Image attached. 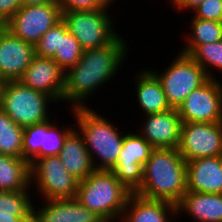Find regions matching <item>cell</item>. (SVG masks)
Instances as JSON below:
<instances>
[{
  "label": "cell",
  "mask_w": 222,
  "mask_h": 222,
  "mask_svg": "<svg viewBox=\"0 0 222 222\" xmlns=\"http://www.w3.org/2000/svg\"><path fill=\"white\" fill-rule=\"evenodd\" d=\"M119 35L111 44L83 50L77 64L65 72V88L62 103L70 109L88 107L96 91L111 84L128 57L129 44ZM111 81L110 83H108ZM89 99V101H88Z\"/></svg>",
  "instance_id": "cell-1"
},
{
  "label": "cell",
  "mask_w": 222,
  "mask_h": 222,
  "mask_svg": "<svg viewBox=\"0 0 222 222\" xmlns=\"http://www.w3.org/2000/svg\"><path fill=\"white\" fill-rule=\"evenodd\" d=\"M186 192V161L178 149H154L144 164L142 184L135 194L177 205Z\"/></svg>",
  "instance_id": "cell-2"
},
{
  "label": "cell",
  "mask_w": 222,
  "mask_h": 222,
  "mask_svg": "<svg viewBox=\"0 0 222 222\" xmlns=\"http://www.w3.org/2000/svg\"><path fill=\"white\" fill-rule=\"evenodd\" d=\"M75 127L82 134L95 170L110 171L117 163L123 145L121 127L88 107L70 109Z\"/></svg>",
  "instance_id": "cell-3"
},
{
  "label": "cell",
  "mask_w": 222,
  "mask_h": 222,
  "mask_svg": "<svg viewBox=\"0 0 222 222\" xmlns=\"http://www.w3.org/2000/svg\"><path fill=\"white\" fill-rule=\"evenodd\" d=\"M131 194L111 171L95 170L79 181L75 198L106 222H120Z\"/></svg>",
  "instance_id": "cell-4"
},
{
  "label": "cell",
  "mask_w": 222,
  "mask_h": 222,
  "mask_svg": "<svg viewBox=\"0 0 222 222\" xmlns=\"http://www.w3.org/2000/svg\"><path fill=\"white\" fill-rule=\"evenodd\" d=\"M51 104L58 105L50 96L24 86L19 80L3 82L0 90V108L21 127L54 118Z\"/></svg>",
  "instance_id": "cell-5"
},
{
  "label": "cell",
  "mask_w": 222,
  "mask_h": 222,
  "mask_svg": "<svg viewBox=\"0 0 222 222\" xmlns=\"http://www.w3.org/2000/svg\"><path fill=\"white\" fill-rule=\"evenodd\" d=\"M163 71L148 68L160 81L171 108L178 109L185 98L208 79L205 70L189 55L177 52Z\"/></svg>",
  "instance_id": "cell-6"
},
{
  "label": "cell",
  "mask_w": 222,
  "mask_h": 222,
  "mask_svg": "<svg viewBox=\"0 0 222 222\" xmlns=\"http://www.w3.org/2000/svg\"><path fill=\"white\" fill-rule=\"evenodd\" d=\"M109 9L62 11V21L83 50L111 44L120 34Z\"/></svg>",
  "instance_id": "cell-7"
},
{
  "label": "cell",
  "mask_w": 222,
  "mask_h": 222,
  "mask_svg": "<svg viewBox=\"0 0 222 222\" xmlns=\"http://www.w3.org/2000/svg\"><path fill=\"white\" fill-rule=\"evenodd\" d=\"M78 185L79 180L67 172L59 156L36 159L30 165V187L40 200L75 198Z\"/></svg>",
  "instance_id": "cell-8"
},
{
  "label": "cell",
  "mask_w": 222,
  "mask_h": 222,
  "mask_svg": "<svg viewBox=\"0 0 222 222\" xmlns=\"http://www.w3.org/2000/svg\"><path fill=\"white\" fill-rule=\"evenodd\" d=\"M154 149L137 131L125 133L118 161L110 171L131 193L141 187L144 164Z\"/></svg>",
  "instance_id": "cell-9"
},
{
  "label": "cell",
  "mask_w": 222,
  "mask_h": 222,
  "mask_svg": "<svg viewBox=\"0 0 222 222\" xmlns=\"http://www.w3.org/2000/svg\"><path fill=\"white\" fill-rule=\"evenodd\" d=\"M62 20L58 3L22 6L5 27L13 36L36 45L43 34Z\"/></svg>",
  "instance_id": "cell-10"
},
{
  "label": "cell",
  "mask_w": 222,
  "mask_h": 222,
  "mask_svg": "<svg viewBox=\"0 0 222 222\" xmlns=\"http://www.w3.org/2000/svg\"><path fill=\"white\" fill-rule=\"evenodd\" d=\"M177 149L186 162L222 156V122H182Z\"/></svg>",
  "instance_id": "cell-11"
},
{
  "label": "cell",
  "mask_w": 222,
  "mask_h": 222,
  "mask_svg": "<svg viewBox=\"0 0 222 222\" xmlns=\"http://www.w3.org/2000/svg\"><path fill=\"white\" fill-rule=\"evenodd\" d=\"M53 118L40 124L24 127L23 159L31 165L36 159L59 156L67 135L75 128L68 123L57 124ZM59 125V126H58Z\"/></svg>",
  "instance_id": "cell-12"
},
{
  "label": "cell",
  "mask_w": 222,
  "mask_h": 222,
  "mask_svg": "<svg viewBox=\"0 0 222 222\" xmlns=\"http://www.w3.org/2000/svg\"><path fill=\"white\" fill-rule=\"evenodd\" d=\"M182 122H222V81L209 78L178 107Z\"/></svg>",
  "instance_id": "cell-13"
},
{
  "label": "cell",
  "mask_w": 222,
  "mask_h": 222,
  "mask_svg": "<svg viewBox=\"0 0 222 222\" xmlns=\"http://www.w3.org/2000/svg\"><path fill=\"white\" fill-rule=\"evenodd\" d=\"M19 81L26 87L42 92L62 103L65 71L53 58L34 56Z\"/></svg>",
  "instance_id": "cell-14"
},
{
  "label": "cell",
  "mask_w": 222,
  "mask_h": 222,
  "mask_svg": "<svg viewBox=\"0 0 222 222\" xmlns=\"http://www.w3.org/2000/svg\"><path fill=\"white\" fill-rule=\"evenodd\" d=\"M141 120L137 132L155 149L178 148L182 120L177 109L147 114Z\"/></svg>",
  "instance_id": "cell-15"
},
{
  "label": "cell",
  "mask_w": 222,
  "mask_h": 222,
  "mask_svg": "<svg viewBox=\"0 0 222 222\" xmlns=\"http://www.w3.org/2000/svg\"><path fill=\"white\" fill-rule=\"evenodd\" d=\"M34 56V45L5 29L0 35V78L4 82L19 80Z\"/></svg>",
  "instance_id": "cell-16"
},
{
  "label": "cell",
  "mask_w": 222,
  "mask_h": 222,
  "mask_svg": "<svg viewBox=\"0 0 222 222\" xmlns=\"http://www.w3.org/2000/svg\"><path fill=\"white\" fill-rule=\"evenodd\" d=\"M40 203L41 207L33 202L32 217L35 222H106L97 213L81 205L76 198L42 200Z\"/></svg>",
  "instance_id": "cell-17"
},
{
  "label": "cell",
  "mask_w": 222,
  "mask_h": 222,
  "mask_svg": "<svg viewBox=\"0 0 222 222\" xmlns=\"http://www.w3.org/2000/svg\"><path fill=\"white\" fill-rule=\"evenodd\" d=\"M187 191L222 194V156L186 162Z\"/></svg>",
  "instance_id": "cell-18"
},
{
  "label": "cell",
  "mask_w": 222,
  "mask_h": 222,
  "mask_svg": "<svg viewBox=\"0 0 222 222\" xmlns=\"http://www.w3.org/2000/svg\"><path fill=\"white\" fill-rule=\"evenodd\" d=\"M173 220H177L176 205L163 200L146 199L132 193L120 222H176Z\"/></svg>",
  "instance_id": "cell-19"
},
{
  "label": "cell",
  "mask_w": 222,
  "mask_h": 222,
  "mask_svg": "<svg viewBox=\"0 0 222 222\" xmlns=\"http://www.w3.org/2000/svg\"><path fill=\"white\" fill-rule=\"evenodd\" d=\"M176 207L178 219L186 215L194 222H222V194L187 191Z\"/></svg>",
  "instance_id": "cell-20"
},
{
  "label": "cell",
  "mask_w": 222,
  "mask_h": 222,
  "mask_svg": "<svg viewBox=\"0 0 222 222\" xmlns=\"http://www.w3.org/2000/svg\"><path fill=\"white\" fill-rule=\"evenodd\" d=\"M135 74L132 86L135 85L134 95L140 113L147 115L171 109L160 81L149 69L137 70Z\"/></svg>",
  "instance_id": "cell-21"
},
{
  "label": "cell",
  "mask_w": 222,
  "mask_h": 222,
  "mask_svg": "<svg viewBox=\"0 0 222 222\" xmlns=\"http://www.w3.org/2000/svg\"><path fill=\"white\" fill-rule=\"evenodd\" d=\"M59 157L67 172L79 181L95 171L84 138L76 127L67 135Z\"/></svg>",
  "instance_id": "cell-22"
},
{
  "label": "cell",
  "mask_w": 222,
  "mask_h": 222,
  "mask_svg": "<svg viewBox=\"0 0 222 222\" xmlns=\"http://www.w3.org/2000/svg\"><path fill=\"white\" fill-rule=\"evenodd\" d=\"M29 187V163L23 158L0 154V190L24 191Z\"/></svg>",
  "instance_id": "cell-23"
},
{
  "label": "cell",
  "mask_w": 222,
  "mask_h": 222,
  "mask_svg": "<svg viewBox=\"0 0 222 222\" xmlns=\"http://www.w3.org/2000/svg\"><path fill=\"white\" fill-rule=\"evenodd\" d=\"M188 22L190 27L187 25L190 32L184 34L181 39H184L181 53L189 55L198 45L206 43H214L222 40V22L199 19L196 17H190Z\"/></svg>",
  "instance_id": "cell-24"
},
{
  "label": "cell",
  "mask_w": 222,
  "mask_h": 222,
  "mask_svg": "<svg viewBox=\"0 0 222 222\" xmlns=\"http://www.w3.org/2000/svg\"><path fill=\"white\" fill-rule=\"evenodd\" d=\"M23 132L0 108V154L23 158Z\"/></svg>",
  "instance_id": "cell-25"
},
{
  "label": "cell",
  "mask_w": 222,
  "mask_h": 222,
  "mask_svg": "<svg viewBox=\"0 0 222 222\" xmlns=\"http://www.w3.org/2000/svg\"><path fill=\"white\" fill-rule=\"evenodd\" d=\"M83 49L74 35L68 31L66 24L60 21V43L59 50H56L52 57L58 65L66 72L75 66L80 60Z\"/></svg>",
  "instance_id": "cell-26"
},
{
  "label": "cell",
  "mask_w": 222,
  "mask_h": 222,
  "mask_svg": "<svg viewBox=\"0 0 222 222\" xmlns=\"http://www.w3.org/2000/svg\"><path fill=\"white\" fill-rule=\"evenodd\" d=\"M189 56L205 70L209 78L217 79L216 73H222V40L198 45Z\"/></svg>",
  "instance_id": "cell-27"
},
{
  "label": "cell",
  "mask_w": 222,
  "mask_h": 222,
  "mask_svg": "<svg viewBox=\"0 0 222 222\" xmlns=\"http://www.w3.org/2000/svg\"><path fill=\"white\" fill-rule=\"evenodd\" d=\"M31 189V191H30ZM32 188L24 191L0 190V210L2 211H33ZM32 194V196L30 195ZM31 196V197H30Z\"/></svg>",
  "instance_id": "cell-28"
},
{
  "label": "cell",
  "mask_w": 222,
  "mask_h": 222,
  "mask_svg": "<svg viewBox=\"0 0 222 222\" xmlns=\"http://www.w3.org/2000/svg\"><path fill=\"white\" fill-rule=\"evenodd\" d=\"M60 22L47 30L35 45V55L39 57L52 58L56 50H59Z\"/></svg>",
  "instance_id": "cell-29"
},
{
  "label": "cell",
  "mask_w": 222,
  "mask_h": 222,
  "mask_svg": "<svg viewBox=\"0 0 222 222\" xmlns=\"http://www.w3.org/2000/svg\"><path fill=\"white\" fill-rule=\"evenodd\" d=\"M189 13L199 19L222 22V0H205Z\"/></svg>",
  "instance_id": "cell-30"
},
{
  "label": "cell",
  "mask_w": 222,
  "mask_h": 222,
  "mask_svg": "<svg viewBox=\"0 0 222 222\" xmlns=\"http://www.w3.org/2000/svg\"><path fill=\"white\" fill-rule=\"evenodd\" d=\"M61 11L111 9L102 0H58Z\"/></svg>",
  "instance_id": "cell-31"
},
{
  "label": "cell",
  "mask_w": 222,
  "mask_h": 222,
  "mask_svg": "<svg viewBox=\"0 0 222 222\" xmlns=\"http://www.w3.org/2000/svg\"><path fill=\"white\" fill-rule=\"evenodd\" d=\"M22 0H0V21L6 23L22 7Z\"/></svg>",
  "instance_id": "cell-32"
},
{
  "label": "cell",
  "mask_w": 222,
  "mask_h": 222,
  "mask_svg": "<svg viewBox=\"0 0 222 222\" xmlns=\"http://www.w3.org/2000/svg\"><path fill=\"white\" fill-rule=\"evenodd\" d=\"M33 211H2L0 222H25L32 218Z\"/></svg>",
  "instance_id": "cell-33"
},
{
  "label": "cell",
  "mask_w": 222,
  "mask_h": 222,
  "mask_svg": "<svg viewBox=\"0 0 222 222\" xmlns=\"http://www.w3.org/2000/svg\"><path fill=\"white\" fill-rule=\"evenodd\" d=\"M205 0H169L171 8L178 11V13L184 11H192L195 7L201 4Z\"/></svg>",
  "instance_id": "cell-34"
},
{
  "label": "cell",
  "mask_w": 222,
  "mask_h": 222,
  "mask_svg": "<svg viewBox=\"0 0 222 222\" xmlns=\"http://www.w3.org/2000/svg\"><path fill=\"white\" fill-rule=\"evenodd\" d=\"M51 3H58V0H22V6H36V5H46Z\"/></svg>",
  "instance_id": "cell-35"
},
{
  "label": "cell",
  "mask_w": 222,
  "mask_h": 222,
  "mask_svg": "<svg viewBox=\"0 0 222 222\" xmlns=\"http://www.w3.org/2000/svg\"><path fill=\"white\" fill-rule=\"evenodd\" d=\"M116 0H102V2L107 6V7H114V3Z\"/></svg>",
  "instance_id": "cell-36"
},
{
  "label": "cell",
  "mask_w": 222,
  "mask_h": 222,
  "mask_svg": "<svg viewBox=\"0 0 222 222\" xmlns=\"http://www.w3.org/2000/svg\"><path fill=\"white\" fill-rule=\"evenodd\" d=\"M6 29L5 27V24L3 23L1 26H0V35L1 33Z\"/></svg>",
  "instance_id": "cell-37"
},
{
  "label": "cell",
  "mask_w": 222,
  "mask_h": 222,
  "mask_svg": "<svg viewBox=\"0 0 222 222\" xmlns=\"http://www.w3.org/2000/svg\"><path fill=\"white\" fill-rule=\"evenodd\" d=\"M3 82H4V81L0 78V90H1V88H2Z\"/></svg>",
  "instance_id": "cell-38"
},
{
  "label": "cell",
  "mask_w": 222,
  "mask_h": 222,
  "mask_svg": "<svg viewBox=\"0 0 222 222\" xmlns=\"http://www.w3.org/2000/svg\"><path fill=\"white\" fill-rule=\"evenodd\" d=\"M25 222H35V219L32 217L31 219H29L28 221Z\"/></svg>",
  "instance_id": "cell-39"
}]
</instances>
